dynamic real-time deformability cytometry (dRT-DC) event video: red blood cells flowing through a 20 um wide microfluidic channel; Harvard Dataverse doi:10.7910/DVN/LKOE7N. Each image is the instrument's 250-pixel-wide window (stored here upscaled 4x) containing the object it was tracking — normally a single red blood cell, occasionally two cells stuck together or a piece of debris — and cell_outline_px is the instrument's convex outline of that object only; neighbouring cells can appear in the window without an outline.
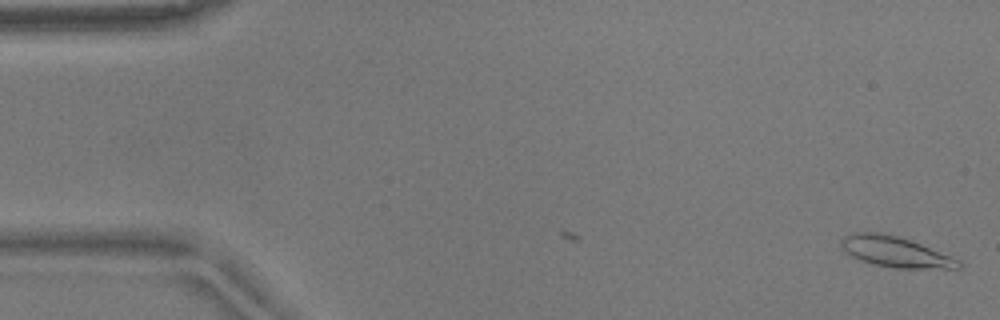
{"species": "common noctule bat (a hibernating species)", "species_latin": "Nyctalus noctula", "temperature_condition": "warm", "stored_images_in_passage": 6, "camera_frame_rate_fps": 3000, "um_per_image_px": 0.085, "animal": {"sex": "male", "body_mass_g": 17.9}, "frame": {"image": 1, "passage_image": 6, "time_ms": 1.667, "image_size_px": [1000, 320], "cell_outline_px": [[960, 268], [896, 268], [876, 264], [852, 256], [844, 252], [840, 244], [840, 240], [844, 236], [852, 232], [880, 232], [896, 236], [920, 244], [952, 256], [960, 260]], "centroid_in_image_um": [76.07, 21.39], "position_along_channel_um": 8.9, "area_um2": 20.58}}